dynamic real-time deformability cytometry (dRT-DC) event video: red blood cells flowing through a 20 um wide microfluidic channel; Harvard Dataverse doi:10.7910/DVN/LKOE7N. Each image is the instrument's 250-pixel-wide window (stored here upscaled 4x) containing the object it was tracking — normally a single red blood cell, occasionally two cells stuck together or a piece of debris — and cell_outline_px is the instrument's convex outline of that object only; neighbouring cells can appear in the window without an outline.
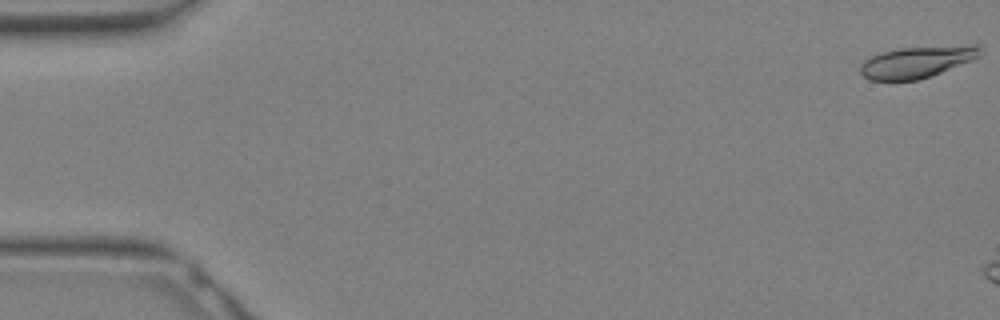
{"species": "Egyptian fruit bat (a non-hibernating species)", "species_latin": "Rousettus aegyptiacus", "temperature_condition": "warm", "stored_images_in_passage": 5, "camera_frame_rate_fps": 3000, "um_per_image_px": 0.085, "animal": {"sex": "female"}, "frame": {"image": 1, "passage_image": 1, "time_ms": 0.0, "image_size_px": [1000, 320], "cell_outline_px": [[980, 56], [972, 60], [932, 76], [916, 80], [872, 80], [864, 76], [860, 72], [860, 64], [864, 60], [880, 52], [900, 48], [972, 44], [980, 44]], "centroid_in_image_um": [77.96, 5.25], "position_along_channel_um": 7.0, "area_um2": 22.14}}